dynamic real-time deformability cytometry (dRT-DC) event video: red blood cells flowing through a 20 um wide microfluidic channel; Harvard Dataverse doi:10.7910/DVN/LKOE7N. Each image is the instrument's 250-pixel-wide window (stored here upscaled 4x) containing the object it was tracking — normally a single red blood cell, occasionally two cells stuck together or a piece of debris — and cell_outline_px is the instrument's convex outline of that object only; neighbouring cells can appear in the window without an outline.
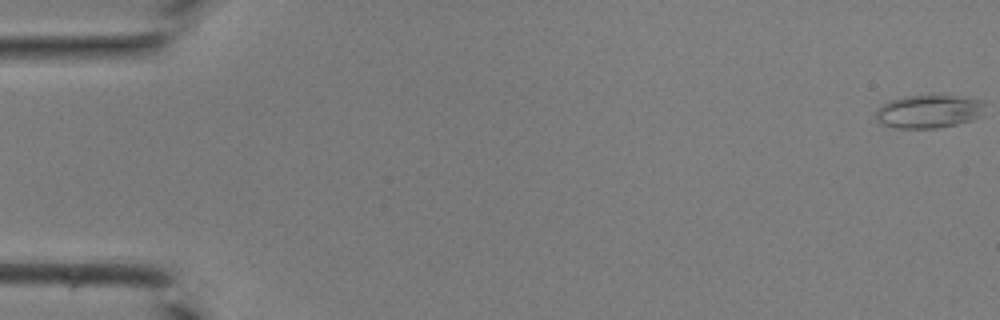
{"species": "common noctule bat (a hibernating species)", "species_latin": "Nyctalus noctula", "temperature_condition": "room temperature", "stored_images_in_passage": 13, "camera_frame_rate_fps": 3000, "um_per_image_px": 0.085, "animal": {"sex": "male", "body_mass_g": 19.0, "forearm_length_mm": 50.8}, "frame": {"image": 1, "passage_image": 1, "time_ms": 0.0, "image_size_px": [1000, 320], "cell_outline_px": [[984, 116], [972, 120], [956, 124], [936, 128], [892, 128], [880, 124], [876, 120], [876, 108], [892, 100], [908, 96], [964, 96], [984, 100]], "centroid_in_image_um": [78.98, 9.48], "position_along_channel_um": 6.0, "area_um2": 21.33}}
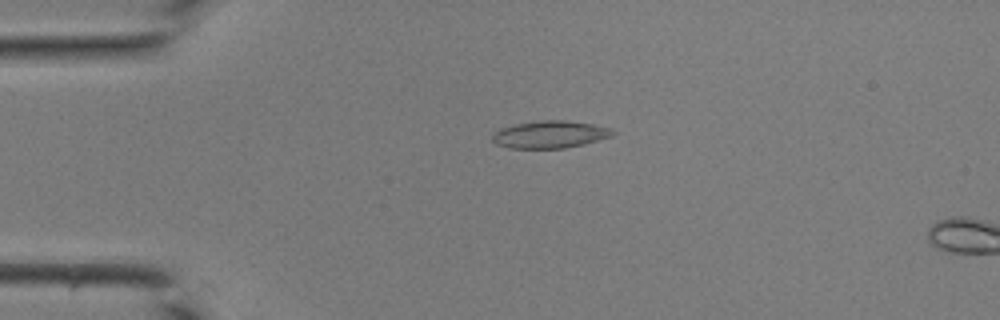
{"frame": {"image": 2, "passage_image": 11, "time_ms": 3.333, "image_size_px": [1000, 320], "cell_outline_px": [[616, 132], [612, 136], [584, 144], [564, 148], [508, 148], [496, 144], [492, 140], [492, 132], [500, 128], [516, 124], [540, 120], [564, 120], [592, 124], [608, 128]], "centroid_in_image_um": [46.7, 11.43], "position_along_channel_um": 38.3, "area_um2": 19.13}}